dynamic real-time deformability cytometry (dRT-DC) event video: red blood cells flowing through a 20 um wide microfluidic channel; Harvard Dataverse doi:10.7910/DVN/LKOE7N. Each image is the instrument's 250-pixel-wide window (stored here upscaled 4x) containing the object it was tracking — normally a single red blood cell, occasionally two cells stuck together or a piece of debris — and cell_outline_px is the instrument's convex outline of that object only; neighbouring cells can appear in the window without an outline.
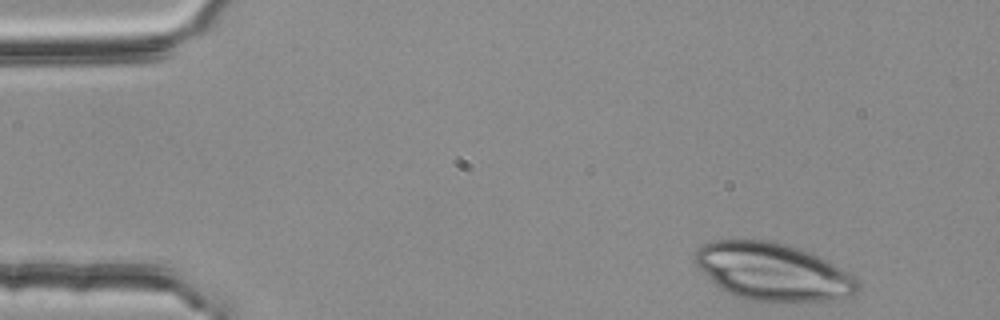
{"species": "common noctule bat (a hibernating species)", "species_latin": "Nyctalus noctula", "temperature_condition": "room temperature", "stored_images_in_passage": 46, "camera_frame_rate_fps": 3000, "um_per_image_px": 0.085, "animal": {"sex": "female", "body_mass_g": 25.1}, "frame": {"image": 1, "passage_image": 1, "time_ms": 0.0, "image_size_px": [1000, 320], "cell_outline_px": [[860, 288], [852, 296], [832, 300], [752, 300], [736, 296], [720, 288], [692, 260], [696, 248], [712, 240], [772, 240], [800, 248], [812, 252], [828, 260], [848, 272], [860, 284]], "centroid_in_image_um": [65.69, 23.06], "position_along_channel_um": 19.3, "area_um2": 54.22}}
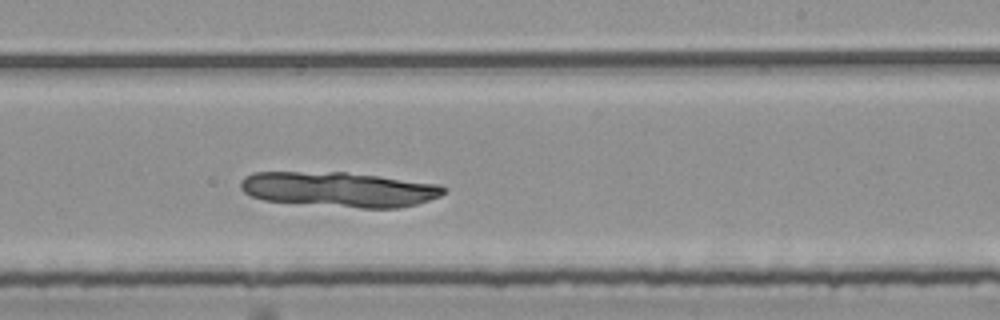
{"frame": {"image": 2, "passage_image": 28, "time_ms": 9.0, "image_size_px": [1000, 320], "cell_outline_px": [[448, 188], [440, 196], [416, 204], [400, 208], [360, 208], [264, 200], [252, 196], [244, 192], [240, 188], [240, 180], [244, 176], [252, 172], [344, 172], [380, 176], [440, 184]], "centroid_in_image_um": [28.83, 16.09], "position_along_channel_um": 260.2, "area_um2": 41.5}}
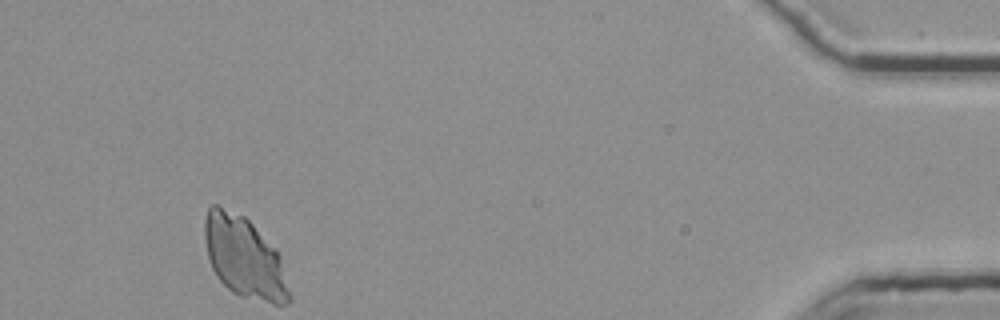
{"frame": {"image": 3, "passage_image": 46, "time_ms": 15.0, "image_size_px": [1000, 320], "cell_outline_px": [[292, 300], [288, 304], [272, 304], [240, 296], [232, 292], [216, 276], [208, 260], [204, 236], [204, 220], [208, 208], [212, 204], [216, 204], [244, 216], [276, 248], [280, 256], [292, 296]], "centroid_in_image_um": [20.77, 21.9], "position_along_channel_um": 414.4, "area_um2": 40.34}}